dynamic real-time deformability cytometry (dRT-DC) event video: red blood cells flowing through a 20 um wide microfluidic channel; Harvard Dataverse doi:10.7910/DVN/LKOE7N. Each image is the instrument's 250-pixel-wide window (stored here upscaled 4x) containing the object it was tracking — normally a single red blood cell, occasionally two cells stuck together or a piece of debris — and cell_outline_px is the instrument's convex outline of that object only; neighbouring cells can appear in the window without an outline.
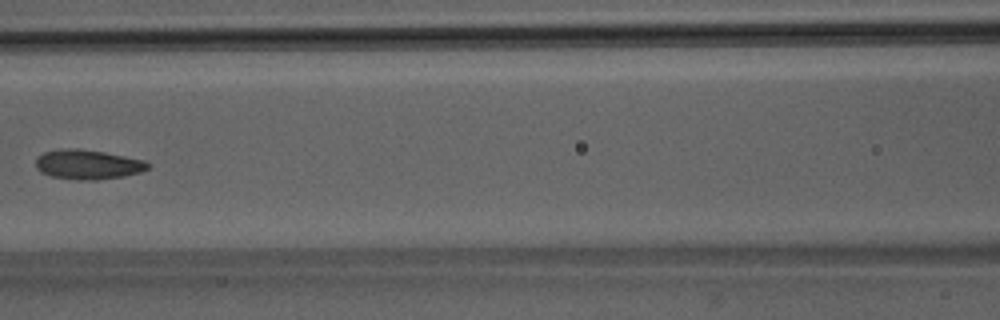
{"species": "Egyptian fruit bat (a non-hibernating species)", "species_latin": "Rousettus aegyptiacus", "temperature_condition": "room temperature", "stored_images_in_passage": 7, "camera_frame_rate_fps": 3000, "um_per_image_px": 0.085, "animal": {"sex": "male"}, "frame": {"image": 1, "passage_image": 6, "time_ms": 6.667, "image_size_px": [1000, 320], "cell_outline_px": [[152, 164], [148, 168], [140, 172], [124, 176], [96, 180], [84, 180], [52, 176], [40, 172], [36, 168], [36, 160], [44, 152], [68, 148], [80, 148], [104, 152], [144, 160]], "centroid_in_image_um": [7.49, 13.98], "position_along_channel_um": 159.1, "area_um2": 19.19}}